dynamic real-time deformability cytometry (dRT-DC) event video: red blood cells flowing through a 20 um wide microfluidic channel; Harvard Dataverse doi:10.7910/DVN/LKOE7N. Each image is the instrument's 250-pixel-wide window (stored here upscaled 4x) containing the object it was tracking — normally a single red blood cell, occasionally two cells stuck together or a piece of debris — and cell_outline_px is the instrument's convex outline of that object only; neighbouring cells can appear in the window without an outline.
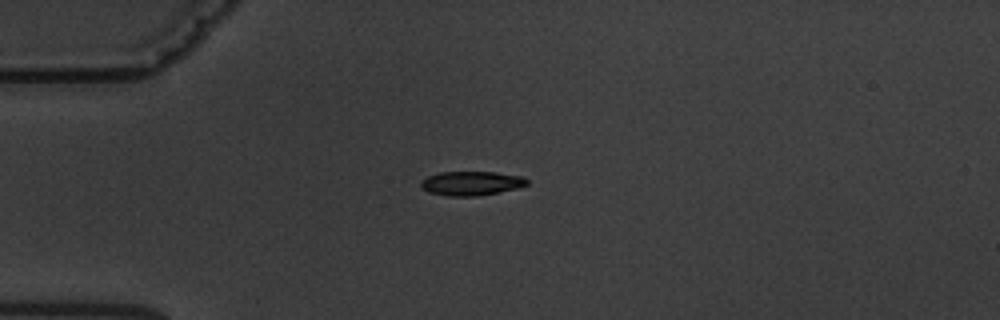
{"species": "common noctule bat (a hibernating species)", "species_latin": "Nyctalus noctula", "temperature_condition": "warm", "stored_images_in_passage": 12, "camera_frame_rate_fps": 3000, "um_per_image_px": 0.085, "animal": {"sex": "male", "body_mass_g": 19.5, "forearm_length_mm": 54.6}, "frame": {"image": 1, "passage_image": 1, "time_ms": 0.0, "image_size_px": [1000, 320], "cell_outline_px": [[528, 184], [516, 188], [476, 196], [448, 196], [428, 192], [420, 188], [420, 180], [428, 176], [440, 172], [496, 172], [524, 176], [528, 180]], "centroid_in_image_um": [40.02, 15.57], "position_along_channel_um": 45.0, "area_um2": 14.97}}
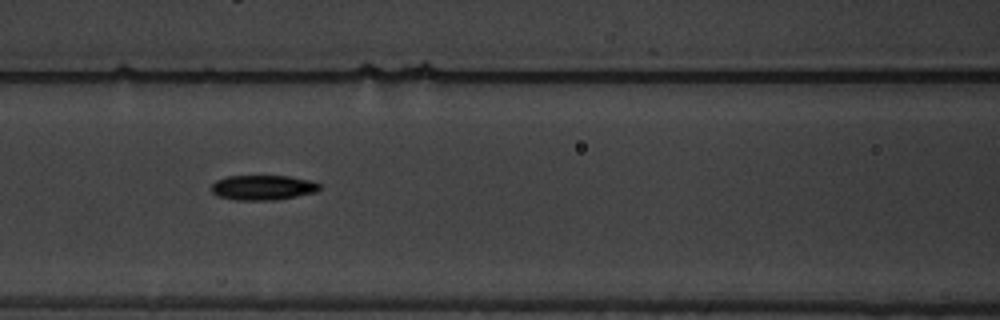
{"frame": {"image": 2, "passage_image": 4, "time_ms": 3.333, "image_size_px": [1000, 320], "cell_outline_px": [[320, 188], [316, 192], [296, 196], [272, 200], [236, 200], [216, 196], [212, 192], [212, 184], [216, 180], [228, 176], [288, 176], [312, 180], [320, 184]], "centroid_in_image_um": [22.34, 15.94], "position_along_channel_um": 144.3, "area_um2": 15.72}}
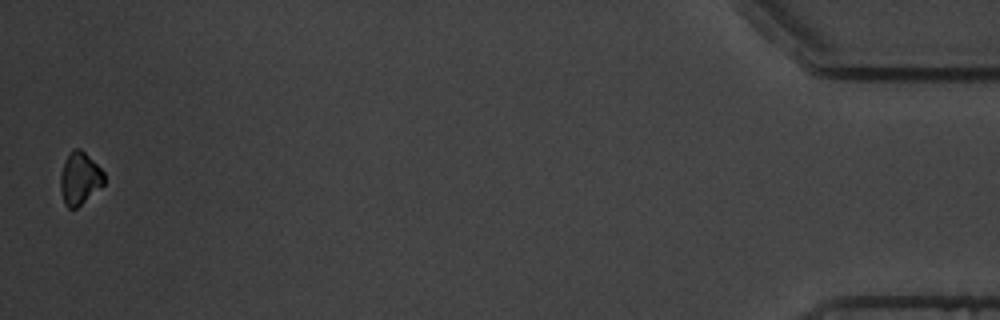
{"frame": {"image": 3, "passage_image": 12, "time_ms": 13.667, "image_size_px": [1000, 320], "cell_outline_px": [[104, 184], [76, 208], [68, 208], [64, 204], [60, 188], [60, 176], [64, 160], [68, 152], [72, 148], [80, 148], [104, 172]], "centroid_in_image_um": [6.74, 15.14], "position_along_channel_um": 428.5, "area_um2": 13.29}, "authors_computed_cell_mechanics": {"area_um2": 15.3748, "velocity_mm_per_s": 3.6159, "shape_relaxation_time_tau1_ms": 2.9791, "shape_relaxation_time_tau2_ms": null, "deformation_change_tau1": 0.0809, "deformation_change_tau2": null}}